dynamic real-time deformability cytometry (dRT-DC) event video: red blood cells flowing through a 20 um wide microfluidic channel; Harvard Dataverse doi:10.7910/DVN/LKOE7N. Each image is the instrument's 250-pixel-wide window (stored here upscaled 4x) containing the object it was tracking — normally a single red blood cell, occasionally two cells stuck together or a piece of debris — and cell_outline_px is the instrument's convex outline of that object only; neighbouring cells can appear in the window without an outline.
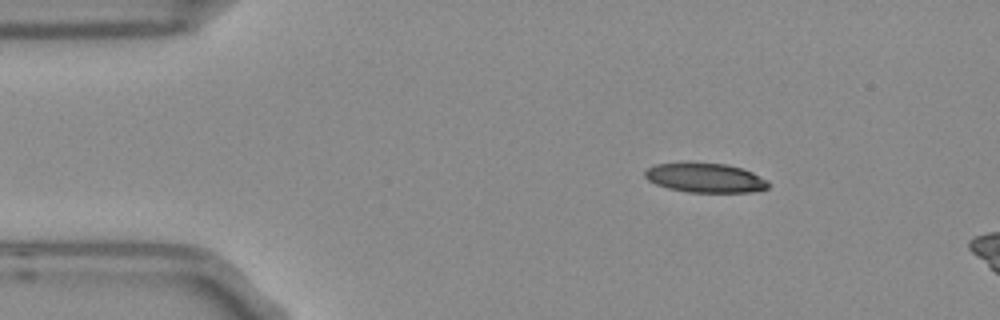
{"species": "Egyptian fruit bat (a non-hibernating species)", "species_latin": "Rousettus aegyptiacus", "temperature_condition": "room temperature", "stored_images_in_passage": 3, "camera_frame_rate_fps": 3000, "um_per_image_px": 0.085, "frame": {"image": 1, "passage_image": 1, "time_ms": 0.0, "image_size_px": [1000, 320], "cell_outline_px": [[768, 188], [752, 192], [688, 192], [668, 188], [656, 184], [648, 180], [644, 176], [644, 172], [648, 168], [656, 164], [724, 164], [744, 168], [768, 180]], "centroid_in_image_um": [59.98, 15.14], "position_along_channel_um": 25.0, "area_um2": 20.75}}